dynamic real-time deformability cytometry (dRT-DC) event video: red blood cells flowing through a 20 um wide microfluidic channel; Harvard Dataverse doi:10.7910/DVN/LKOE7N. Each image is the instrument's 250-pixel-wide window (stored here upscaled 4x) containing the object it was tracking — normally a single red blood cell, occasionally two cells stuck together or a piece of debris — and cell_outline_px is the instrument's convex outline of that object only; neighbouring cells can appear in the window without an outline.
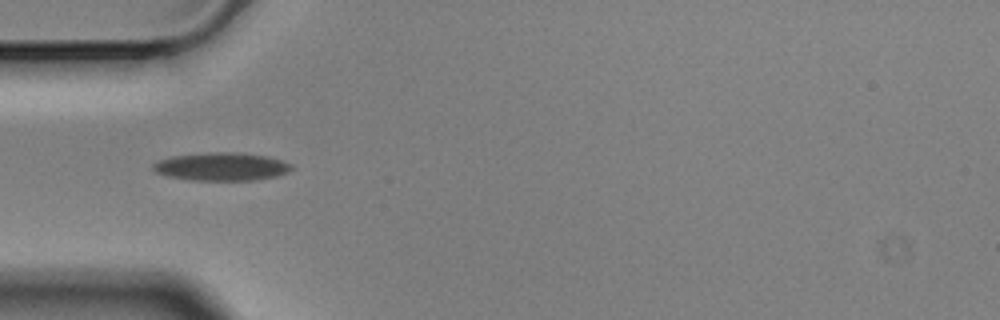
{"species": "Egyptian fruit bat (a non-hibernating species)", "species_latin": "Rousettus aegyptiacus", "temperature_condition": "cold", "stored_images_in_passage": 13, "camera_frame_rate_fps": 3000, "um_per_image_px": 0.085, "animal": {"sex": "male"}, "frame": {"image": 1, "passage_image": 3, "time_ms": 0.667, "image_size_px": [1000, 320], "cell_outline_px": [[292, 168], [288, 172], [276, 176], [256, 180], [188, 180], [168, 176], [156, 172], [152, 168], [152, 164], [156, 160], [172, 156], [208, 152], [236, 152], [268, 156], [292, 164]], "centroid_in_image_um": [18.8, 14.16], "position_along_channel_um": 66.2, "area_um2": 22.77}}
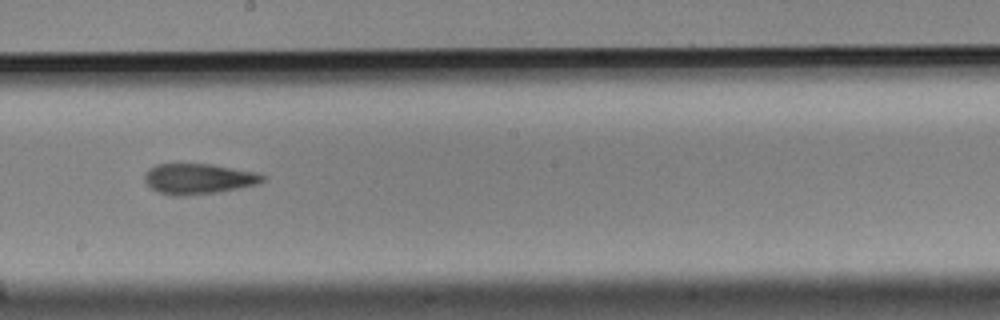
{"frame": {"image": 2, "passage_image": 7, "time_ms": 2.0, "image_size_px": [1000, 320], "cell_outline_px": [[264, 180], [260, 184], [240, 188], [216, 192], [184, 196], [172, 196], [160, 192], [152, 188], [144, 180], [144, 172], [148, 168], [156, 164], [212, 164], [260, 172], [264, 176]], "centroid_in_image_um": [16.9, 15.19], "position_along_channel_um": 231.3, "area_um2": 21.21}}
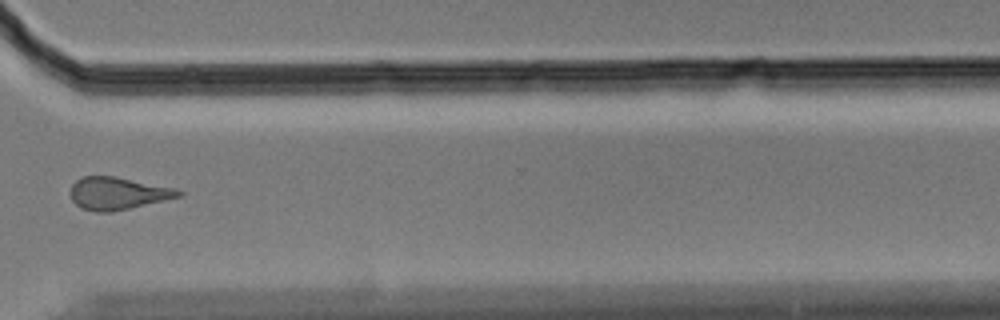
{"frame": {"image": 3, "passage_image": 10, "time_ms": 3.0, "image_size_px": [1000, 320], "cell_outline_px": [[184, 196], [112, 212], [96, 212], [80, 208], [72, 200], [68, 192], [72, 184], [76, 180], [84, 176], [116, 176], [176, 188], [184, 192]], "centroid_in_image_um": [10.01, 16.43], "position_along_channel_um": 360.6, "area_um2": 20.81}}